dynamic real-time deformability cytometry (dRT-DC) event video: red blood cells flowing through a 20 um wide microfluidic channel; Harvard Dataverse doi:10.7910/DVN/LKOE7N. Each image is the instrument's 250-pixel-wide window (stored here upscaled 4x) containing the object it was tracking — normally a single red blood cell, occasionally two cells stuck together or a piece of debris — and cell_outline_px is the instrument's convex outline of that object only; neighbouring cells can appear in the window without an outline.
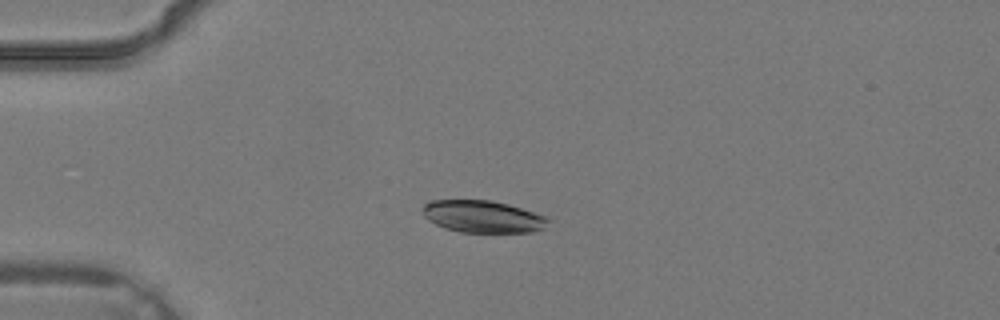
{"species": "common noctule bat (a hibernating species)", "species_latin": "Nyctalus noctula", "temperature_condition": "warm", "stored_images_in_passage": 4, "camera_frame_rate_fps": 3000, "um_per_image_px": 0.085, "animal": {"sex": "male", "body_mass_g": 19.2, "forearm_length_mm": 51.8}, "frame": {"image": 1, "passage_image": 3, "time_ms": 0.667, "image_size_px": [1000, 320], "cell_outline_px": [[548, 220], [544, 228], [532, 232], [460, 232], [444, 228], [428, 220], [424, 216], [424, 204], [428, 200], [492, 200], [508, 204], [544, 216]], "centroid_in_image_um": [40.99, 18.4], "position_along_channel_um": 44.0, "area_um2": 23.29}}